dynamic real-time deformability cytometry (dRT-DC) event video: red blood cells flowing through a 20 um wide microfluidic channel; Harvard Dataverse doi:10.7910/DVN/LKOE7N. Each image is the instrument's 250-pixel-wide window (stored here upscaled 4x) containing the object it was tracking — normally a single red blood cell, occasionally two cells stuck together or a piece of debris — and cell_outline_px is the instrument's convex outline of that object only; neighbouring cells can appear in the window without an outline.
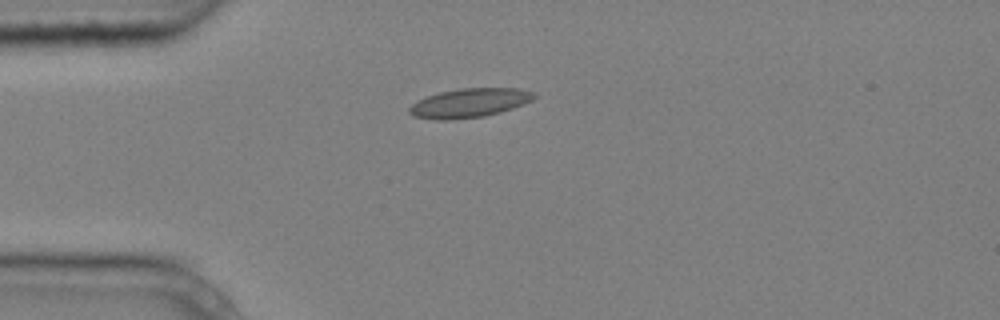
{"species": "common noctule bat (a hibernating species)", "species_latin": "Nyctalus noctula", "temperature_condition": "cold", "stored_images_in_passage": 2, "camera_frame_rate_fps": 3000, "um_per_image_px": 0.085, "animal": {"sex": "male", "body_mass_g": 20.4}, "frame": {"image": 1, "passage_image": 2, "time_ms": 0.333, "image_size_px": [1000, 320], "cell_outline_px": [[536, 96], [532, 100], [512, 108], [500, 112], [484, 116], [448, 120], [436, 120], [412, 116], [408, 112], [408, 108], [412, 104], [428, 96], [440, 92], [460, 88], [520, 88], [536, 92]], "centroid_in_image_um": [39.91, 8.75], "position_along_channel_um": 45.1, "area_um2": 21.1}}